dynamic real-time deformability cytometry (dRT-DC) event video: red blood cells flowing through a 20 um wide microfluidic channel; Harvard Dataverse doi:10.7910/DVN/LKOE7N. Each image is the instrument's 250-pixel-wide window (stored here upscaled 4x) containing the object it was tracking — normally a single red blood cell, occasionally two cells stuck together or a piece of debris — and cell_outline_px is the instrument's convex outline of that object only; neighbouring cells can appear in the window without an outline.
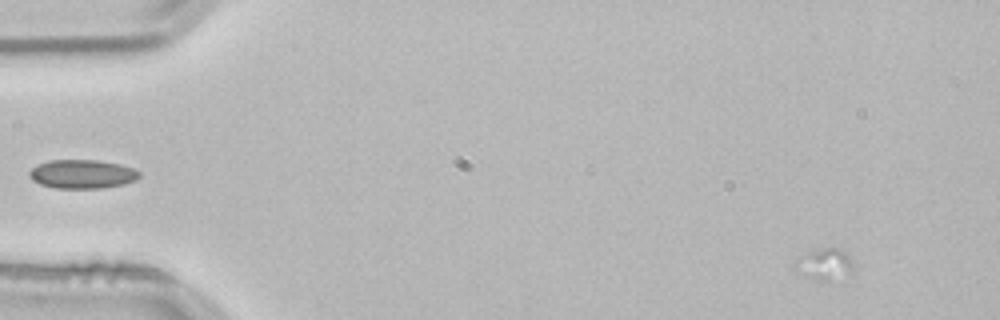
{"species": "common noctule bat (a hibernating species)", "species_latin": "Nyctalus noctula", "temperature_condition": "room temperature", "stored_images_in_passage": 7, "camera_frame_rate_fps": 3000, "um_per_image_px": 0.085, "animal": {"sex": "male", "body_mass_g": 21.5, "forearm_length_mm": 52.0}, "frame": {"image": 1, "passage_image": 5, "time_ms": 1.333, "image_size_px": [1000, 320], "cell_outline_px": [[856, 272], [828, 280], [820, 280], [808, 276], [796, 264], [800, 256], [808, 252], [824, 248], [836, 248], [844, 252], [856, 264]], "centroid_in_image_um": [70.25, 22.44], "position_along_channel_um": 14.8, "area_um2": 10.12}}